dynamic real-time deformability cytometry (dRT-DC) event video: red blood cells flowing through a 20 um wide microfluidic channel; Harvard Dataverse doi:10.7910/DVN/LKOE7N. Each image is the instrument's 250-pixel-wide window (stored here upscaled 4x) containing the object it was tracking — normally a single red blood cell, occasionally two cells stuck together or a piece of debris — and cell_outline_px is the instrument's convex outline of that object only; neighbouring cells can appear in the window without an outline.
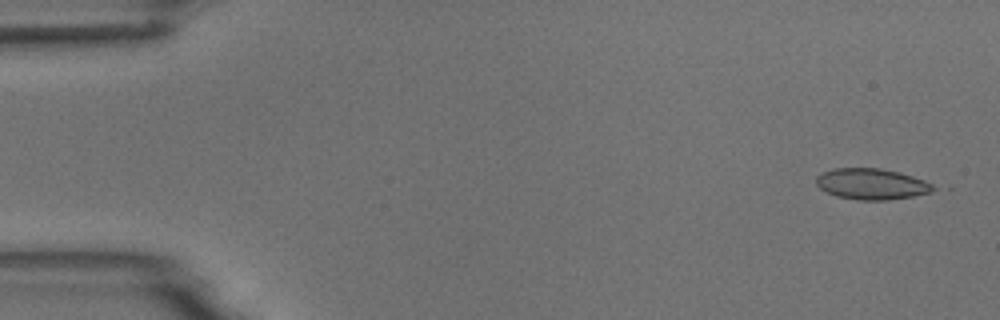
{"species": "common noctule bat (a hibernating species)", "species_latin": "Nyctalus noctula", "temperature_condition": "room temperature", "stored_images_in_passage": 4, "camera_frame_rate_fps": 3000, "um_per_image_px": 0.085, "animal": {"sex": "male", "body_mass_g": 18.8}, "frame": {"image": 1, "passage_image": 1, "time_ms": 0.0, "image_size_px": [1000, 320], "cell_outline_px": [[940, 188], [932, 192], [912, 196], [888, 200], [860, 200], [836, 196], [820, 188], [816, 184], [816, 176], [832, 168], [880, 168], [900, 172], [924, 180]], "centroid_in_image_um": [74.12, 15.64], "position_along_channel_um": 10.9, "area_um2": 21.21}}
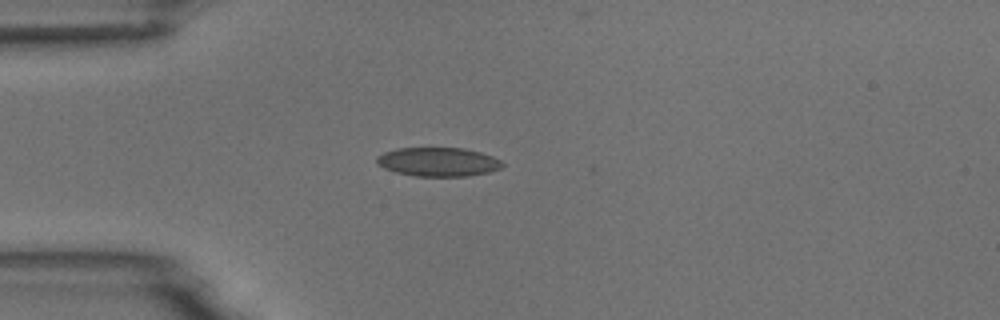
{"frame": {"image": 2, "passage_image": 4, "time_ms": 4.0, "image_size_px": [1000, 320], "cell_outline_px": [[504, 164], [500, 168], [488, 172], [468, 176], [416, 176], [396, 172], [384, 168], [376, 164], [376, 156], [384, 152], [396, 148], [464, 148], [480, 152], [492, 156], [500, 160]], "centroid_in_image_um": [37.21, 13.75], "position_along_channel_um": 47.8, "area_um2": 21.15}}